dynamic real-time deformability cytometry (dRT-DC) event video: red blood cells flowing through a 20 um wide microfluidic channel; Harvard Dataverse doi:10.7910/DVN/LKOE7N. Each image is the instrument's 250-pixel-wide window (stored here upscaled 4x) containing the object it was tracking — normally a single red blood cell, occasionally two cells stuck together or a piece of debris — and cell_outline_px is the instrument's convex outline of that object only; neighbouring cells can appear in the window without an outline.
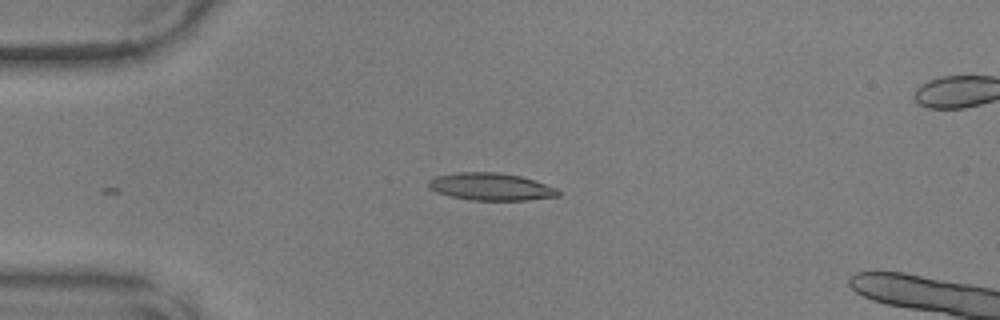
{"species": "common noctule bat (a hibernating species)", "species_latin": "Nyctalus noctula", "temperature_condition": "warm", "stored_images_in_passage": 30, "camera_frame_rate_fps": 3000, "um_per_image_px": 0.085, "animal": {"sex": "male", "body_mass_g": 17.9, "forearm_length_mm": 54.2}, "frame": {"image": 1, "passage_image": 1, "time_ms": 0.0, "image_size_px": [1000, 320], "cell_outline_px": [[560, 196], [528, 200], [472, 200], [448, 196], [436, 192], [428, 188], [428, 180], [436, 176], [456, 172], [496, 172], [520, 176], [556, 188], [560, 192]], "centroid_in_image_um": [41.68, 15.87], "position_along_channel_um": 43.3, "area_um2": 20.69}}
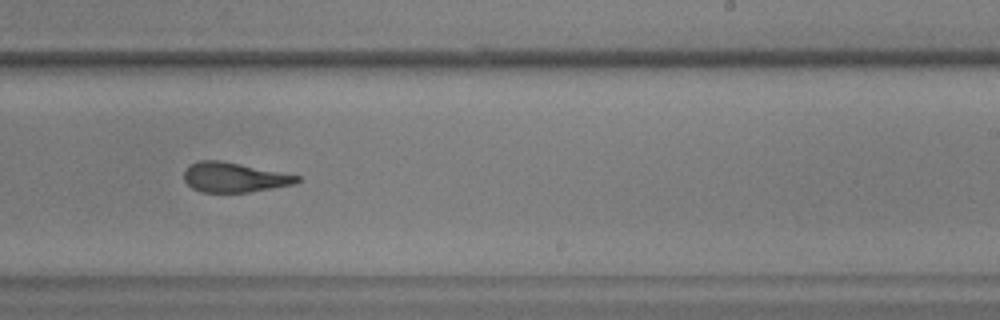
{"frame": {"image": 2, "passage_image": 19, "time_ms": 6.0, "image_size_px": [1000, 320], "cell_outline_px": [[300, 180], [292, 184], [248, 192], [200, 192], [192, 188], [184, 180], [184, 172], [192, 164], [200, 160], [220, 160], [300, 176]], "centroid_in_image_um": [19.86, 15.08], "position_along_channel_um": 269.1, "area_um2": 19.19}}
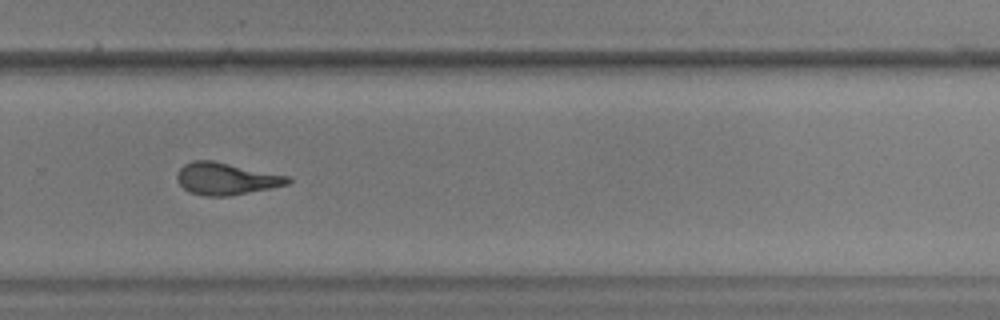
{"frame": {"image": 3, "passage_image": 22, "time_ms": 7.0, "image_size_px": [1000, 320], "cell_outline_px": [[292, 180], [288, 184], [272, 188], [232, 196], [204, 196], [188, 192], [180, 184], [176, 176], [180, 168], [184, 164], [192, 160], [212, 160], [288, 176]], "centroid_in_image_um": [19.2, 15.2], "position_along_channel_um": 310.6, "area_um2": 20.75}}